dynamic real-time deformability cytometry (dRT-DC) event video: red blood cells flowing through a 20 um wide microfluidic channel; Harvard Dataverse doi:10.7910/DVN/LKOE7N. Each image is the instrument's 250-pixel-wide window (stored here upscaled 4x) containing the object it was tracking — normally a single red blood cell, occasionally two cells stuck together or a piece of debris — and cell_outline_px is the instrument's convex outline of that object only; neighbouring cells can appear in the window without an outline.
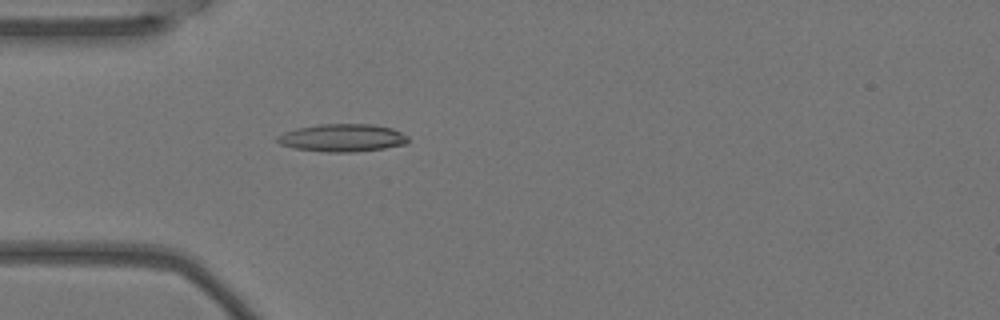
{"species": "Egyptian fruit bat (a non-hibernating species)", "species_latin": "Rousettus aegyptiacus", "temperature_condition": "warm", "stored_images_in_passage": 5, "camera_frame_rate_fps": 3000, "um_per_image_px": 0.085, "animal": {"sex": "female"}, "frame": {"image": 1, "passage_image": 5, "time_ms": 1.333, "image_size_px": [1000, 320], "cell_outline_px": [[408, 140], [404, 144], [384, 148], [356, 152], [328, 152], [296, 148], [280, 144], [276, 140], [276, 136], [284, 132], [296, 128], [320, 124], [372, 124], [392, 128], [408, 136]], "centroid_in_image_um": [29.09, 11.71], "position_along_channel_um": 55.9, "area_um2": 21.04}}